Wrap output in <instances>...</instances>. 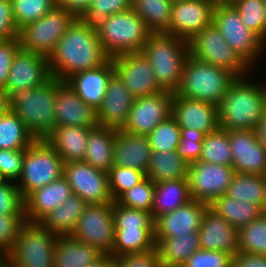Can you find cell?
Wrapping results in <instances>:
<instances>
[{
	"label": "cell",
	"mask_w": 266,
	"mask_h": 267,
	"mask_svg": "<svg viewBox=\"0 0 266 267\" xmlns=\"http://www.w3.org/2000/svg\"><path fill=\"white\" fill-rule=\"evenodd\" d=\"M155 248L154 228H115L112 257L143 253Z\"/></svg>",
	"instance_id": "cell-36"
},
{
	"label": "cell",
	"mask_w": 266,
	"mask_h": 267,
	"mask_svg": "<svg viewBox=\"0 0 266 267\" xmlns=\"http://www.w3.org/2000/svg\"><path fill=\"white\" fill-rule=\"evenodd\" d=\"M229 141L235 173L266 175V148L256 130L229 131Z\"/></svg>",
	"instance_id": "cell-19"
},
{
	"label": "cell",
	"mask_w": 266,
	"mask_h": 267,
	"mask_svg": "<svg viewBox=\"0 0 266 267\" xmlns=\"http://www.w3.org/2000/svg\"><path fill=\"white\" fill-rule=\"evenodd\" d=\"M63 176L73 194L78 195L88 204L113 202L108 173L95 169L85 161L64 163Z\"/></svg>",
	"instance_id": "cell-14"
},
{
	"label": "cell",
	"mask_w": 266,
	"mask_h": 267,
	"mask_svg": "<svg viewBox=\"0 0 266 267\" xmlns=\"http://www.w3.org/2000/svg\"><path fill=\"white\" fill-rule=\"evenodd\" d=\"M239 251L266 255V212L239 228Z\"/></svg>",
	"instance_id": "cell-41"
},
{
	"label": "cell",
	"mask_w": 266,
	"mask_h": 267,
	"mask_svg": "<svg viewBox=\"0 0 266 267\" xmlns=\"http://www.w3.org/2000/svg\"><path fill=\"white\" fill-rule=\"evenodd\" d=\"M106 54L113 58L124 53L141 52L151 32L132 9L114 13L94 24Z\"/></svg>",
	"instance_id": "cell-5"
},
{
	"label": "cell",
	"mask_w": 266,
	"mask_h": 267,
	"mask_svg": "<svg viewBox=\"0 0 266 267\" xmlns=\"http://www.w3.org/2000/svg\"><path fill=\"white\" fill-rule=\"evenodd\" d=\"M235 0H215L216 4H231Z\"/></svg>",
	"instance_id": "cell-63"
},
{
	"label": "cell",
	"mask_w": 266,
	"mask_h": 267,
	"mask_svg": "<svg viewBox=\"0 0 266 267\" xmlns=\"http://www.w3.org/2000/svg\"><path fill=\"white\" fill-rule=\"evenodd\" d=\"M208 206L207 203L192 199L174 211L158 216L154 221L155 244L161 238L191 235L199 231L203 214Z\"/></svg>",
	"instance_id": "cell-20"
},
{
	"label": "cell",
	"mask_w": 266,
	"mask_h": 267,
	"mask_svg": "<svg viewBox=\"0 0 266 267\" xmlns=\"http://www.w3.org/2000/svg\"><path fill=\"white\" fill-rule=\"evenodd\" d=\"M231 5L241 17V21L265 42L264 0H235Z\"/></svg>",
	"instance_id": "cell-45"
},
{
	"label": "cell",
	"mask_w": 266,
	"mask_h": 267,
	"mask_svg": "<svg viewBox=\"0 0 266 267\" xmlns=\"http://www.w3.org/2000/svg\"><path fill=\"white\" fill-rule=\"evenodd\" d=\"M173 3L174 0H132V10L151 33L169 34Z\"/></svg>",
	"instance_id": "cell-37"
},
{
	"label": "cell",
	"mask_w": 266,
	"mask_h": 267,
	"mask_svg": "<svg viewBox=\"0 0 266 267\" xmlns=\"http://www.w3.org/2000/svg\"><path fill=\"white\" fill-rule=\"evenodd\" d=\"M155 247L162 267H182L194 252L200 250L199 232L161 238Z\"/></svg>",
	"instance_id": "cell-31"
},
{
	"label": "cell",
	"mask_w": 266,
	"mask_h": 267,
	"mask_svg": "<svg viewBox=\"0 0 266 267\" xmlns=\"http://www.w3.org/2000/svg\"><path fill=\"white\" fill-rule=\"evenodd\" d=\"M200 249L223 251L234 255L239 251V229L221 215L206 208L199 229Z\"/></svg>",
	"instance_id": "cell-24"
},
{
	"label": "cell",
	"mask_w": 266,
	"mask_h": 267,
	"mask_svg": "<svg viewBox=\"0 0 266 267\" xmlns=\"http://www.w3.org/2000/svg\"><path fill=\"white\" fill-rule=\"evenodd\" d=\"M231 267H266V255L238 251L232 255Z\"/></svg>",
	"instance_id": "cell-58"
},
{
	"label": "cell",
	"mask_w": 266,
	"mask_h": 267,
	"mask_svg": "<svg viewBox=\"0 0 266 267\" xmlns=\"http://www.w3.org/2000/svg\"><path fill=\"white\" fill-rule=\"evenodd\" d=\"M152 151L177 150L180 144L181 128L171 115L159 123L148 135Z\"/></svg>",
	"instance_id": "cell-42"
},
{
	"label": "cell",
	"mask_w": 266,
	"mask_h": 267,
	"mask_svg": "<svg viewBox=\"0 0 266 267\" xmlns=\"http://www.w3.org/2000/svg\"><path fill=\"white\" fill-rule=\"evenodd\" d=\"M199 160L232 166L233 157L229 141V131L218 128L204 135Z\"/></svg>",
	"instance_id": "cell-40"
},
{
	"label": "cell",
	"mask_w": 266,
	"mask_h": 267,
	"mask_svg": "<svg viewBox=\"0 0 266 267\" xmlns=\"http://www.w3.org/2000/svg\"><path fill=\"white\" fill-rule=\"evenodd\" d=\"M58 235L36 222H26L5 256L13 267H54Z\"/></svg>",
	"instance_id": "cell-8"
},
{
	"label": "cell",
	"mask_w": 266,
	"mask_h": 267,
	"mask_svg": "<svg viewBox=\"0 0 266 267\" xmlns=\"http://www.w3.org/2000/svg\"><path fill=\"white\" fill-rule=\"evenodd\" d=\"M188 165L176 150L152 151L146 176L155 183L187 179Z\"/></svg>",
	"instance_id": "cell-35"
},
{
	"label": "cell",
	"mask_w": 266,
	"mask_h": 267,
	"mask_svg": "<svg viewBox=\"0 0 266 267\" xmlns=\"http://www.w3.org/2000/svg\"><path fill=\"white\" fill-rule=\"evenodd\" d=\"M71 236L112 257L115 240L113 202L88 204Z\"/></svg>",
	"instance_id": "cell-12"
},
{
	"label": "cell",
	"mask_w": 266,
	"mask_h": 267,
	"mask_svg": "<svg viewBox=\"0 0 266 267\" xmlns=\"http://www.w3.org/2000/svg\"><path fill=\"white\" fill-rule=\"evenodd\" d=\"M75 20L72 14L55 6L40 19L19 30L21 48L49 57Z\"/></svg>",
	"instance_id": "cell-11"
},
{
	"label": "cell",
	"mask_w": 266,
	"mask_h": 267,
	"mask_svg": "<svg viewBox=\"0 0 266 267\" xmlns=\"http://www.w3.org/2000/svg\"><path fill=\"white\" fill-rule=\"evenodd\" d=\"M156 183L147 176L123 192L115 201L125 207L141 209L151 213Z\"/></svg>",
	"instance_id": "cell-43"
},
{
	"label": "cell",
	"mask_w": 266,
	"mask_h": 267,
	"mask_svg": "<svg viewBox=\"0 0 266 267\" xmlns=\"http://www.w3.org/2000/svg\"><path fill=\"white\" fill-rule=\"evenodd\" d=\"M134 97L114 73L108 81L101 105L96 110L99 126L122 129L127 122Z\"/></svg>",
	"instance_id": "cell-23"
},
{
	"label": "cell",
	"mask_w": 266,
	"mask_h": 267,
	"mask_svg": "<svg viewBox=\"0 0 266 267\" xmlns=\"http://www.w3.org/2000/svg\"><path fill=\"white\" fill-rule=\"evenodd\" d=\"M172 99L173 93L165 90L135 98L122 129L132 134L148 135L159 123L171 116Z\"/></svg>",
	"instance_id": "cell-16"
},
{
	"label": "cell",
	"mask_w": 266,
	"mask_h": 267,
	"mask_svg": "<svg viewBox=\"0 0 266 267\" xmlns=\"http://www.w3.org/2000/svg\"><path fill=\"white\" fill-rule=\"evenodd\" d=\"M264 22H265V43H266V1H265V8H264Z\"/></svg>",
	"instance_id": "cell-64"
},
{
	"label": "cell",
	"mask_w": 266,
	"mask_h": 267,
	"mask_svg": "<svg viewBox=\"0 0 266 267\" xmlns=\"http://www.w3.org/2000/svg\"><path fill=\"white\" fill-rule=\"evenodd\" d=\"M204 134L195 129L181 128L180 144L177 153L187 164H192L199 160L202 151Z\"/></svg>",
	"instance_id": "cell-49"
},
{
	"label": "cell",
	"mask_w": 266,
	"mask_h": 267,
	"mask_svg": "<svg viewBox=\"0 0 266 267\" xmlns=\"http://www.w3.org/2000/svg\"><path fill=\"white\" fill-rule=\"evenodd\" d=\"M54 107L55 127L94 128L98 126L96 110L86 104L66 82L57 78Z\"/></svg>",
	"instance_id": "cell-21"
},
{
	"label": "cell",
	"mask_w": 266,
	"mask_h": 267,
	"mask_svg": "<svg viewBox=\"0 0 266 267\" xmlns=\"http://www.w3.org/2000/svg\"><path fill=\"white\" fill-rule=\"evenodd\" d=\"M215 0H174L169 35L189 41L212 24Z\"/></svg>",
	"instance_id": "cell-17"
},
{
	"label": "cell",
	"mask_w": 266,
	"mask_h": 267,
	"mask_svg": "<svg viewBox=\"0 0 266 267\" xmlns=\"http://www.w3.org/2000/svg\"><path fill=\"white\" fill-rule=\"evenodd\" d=\"M235 79L229 71L189 55L183 67L180 87L175 94L218 106Z\"/></svg>",
	"instance_id": "cell-6"
},
{
	"label": "cell",
	"mask_w": 266,
	"mask_h": 267,
	"mask_svg": "<svg viewBox=\"0 0 266 267\" xmlns=\"http://www.w3.org/2000/svg\"><path fill=\"white\" fill-rule=\"evenodd\" d=\"M151 155L152 149L147 135L117 129L113 166L130 167L146 174Z\"/></svg>",
	"instance_id": "cell-27"
},
{
	"label": "cell",
	"mask_w": 266,
	"mask_h": 267,
	"mask_svg": "<svg viewBox=\"0 0 266 267\" xmlns=\"http://www.w3.org/2000/svg\"><path fill=\"white\" fill-rule=\"evenodd\" d=\"M212 23L218 28L227 44L252 68L264 56L266 43L242 21L231 4H216Z\"/></svg>",
	"instance_id": "cell-10"
},
{
	"label": "cell",
	"mask_w": 266,
	"mask_h": 267,
	"mask_svg": "<svg viewBox=\"0 0 266 267\" xmlns=\"http://www.w3.org/2000/svg\"><path fill=\"white\" fill-rule=\"evenodd\" d=\"M64 161L45 139L35 140L24 150L22 171L16 182L25 199L34 190L63 176Z\"/></svg>",
	"instance_id": "cell-7"
},
{
	"label": "cell",
	"mask_w": 266,
	"mask_h": 267,
	"mask_svg": "<svg viewBox=\"0 0 266 267\" xmlns=\"http://www.w3.org/2000/svg\"><path fill=\"white\" fill-rule=\"evenodd\" d=\"M115 228H154L152 214L141 209L122 206L113 201Z\"/></svg>",
	"instance_id": "cell-46"
},
{
	"label": "cell",
	"mask_w": 266,
	"mask_h": 267,
	"mask_svg": "<svg viewBox=\"0 0 266 267\" xmlns=\"http://www.w3.org/2000/svg\"><path fill=\"white\" fill-rule=\"evenodd\" d=\"M192 200L187 179L169 180L156 183L154 203L151 210L153 219L172 212Z\"/></svg>",
	"instance_id": "cell-34"
},
{
	"label": "cell",
	"mask_w": 266,
	"mask_h": 267,
	"mask_svg": "<svg viewBox=\"0 0 266 267\" xmlns=\"http://www.w3.org/2000/svg\"><path fill=\"white\" fill-rule=\"evenodd\" d=\"M109 59L95 26L76 19L59 40L48 62L51 76L65 82L78 72L101 67Z\"/></svg>",
	"instance_id": "cell-1"
},
{
	"label": "cell",
	"mask_w": 266,
	"mask_h": 267,
	"mask_svg": "<svg viewBox=\"0 0 266 267\" xmlns=\"http://www.w3.org/2000/svg\"><path fill=\"white\" fill-rule=\"evenodd\" d=\"M24 150L0 149V174L6 181L17 182L22 171Z\"/></svg>",
	"instance_id": "cell-53"
},
{
	"label": "cell",
	"mask_w": 266,
	"mask_h": 267,
	"mask_svg": "<svg viewBox=\"0 0 266 267\" xmlns=\"http://www.w3.org/2000/svg\"><path fill=\"white\" fill-rule=\"evenodd\" d=\"M25 214V202L16 182L0 185V215Z\"/></svg>",
	"instance_id": "cell-50"
},
{
	"label": "cell",
	"mask_w": 266,
	"mask_h": 267,
	"mask_svg": "<svg viewBox=\"0 0 266 267\" xmlns=\"http://www.w3.org/2000/svg\"><path fill=\"white\" fill-rule=\"evenodd\" d=\"M129 9H132V0H93L88 13L82 20L94 25L107 16Z\"/></svg>",
	"instance_id": "cell-51"
},
{
	"label": "cell",
	"mask_w": 266,
	"mask_h": 267,
	"mask_svg": "<svg viewBox=\"0 0 266 267\" xmlns=\"http://www.w3.org/2000/svg\"><path fill=\"white\" fill-rule=\"evenodd\" d=\"M13 16L18 30L35 22L55 6V0H11Z\"/></svg>",
	"instance_id": "cell-44"
},
{
	"label": "cell",
	"mask_w": 266,
	"mask_h": 267,
	"mask_svg": "<svg viewBox=\"0 0 266 267\" xmlns=\"http://www.w3.org/2000/svg\"><path fill=\"white\" fill-rule=\"evenodd\" d=\"M20 48L19 38L0 41V87L2 88H5L13 57Z\"/></svg>",
	"instance_id": "cell-56"
},
{
	"label": "cell",
	"mask_w": 266,
	"mask_h": 267,
	"mask_svg": "<svg viewBox=\"0 0 266 267\" xmlns=\"http://www.w3.org/2000/svg\"><path fill=\"white\" fill-rule=\"evenodd\" d=\"M72 194V189L64 176L34 190L24 199L26 221L39 223Z\"/></svg>",
	"instance_id": "cell-25"
},
{
	"label": "cell",
	"mask_w": 266,
	"mask_h": 267,
	"mask_svg": "<svg viewBox=\"0 0 266 267\" xmlns=\"http://www.w3.org/2000/svg\"><path fill=\"white\" fill-rule=\"evenodd\" d=\"M51 77L48 57L20 48L13 57L4 89L10 96L18 89L43 85Z\"/></svg>",
	"instance_id": "cell-18"
},
{
	"label": "cell",
	"mask_w": 266,
	"mask_h": 267,
	"mask_svg": "<svg viewBox=\"0 0 266 267\" xmlns=\"http://www.w3.org/2000/svg\"><path fill=\"white\" fill-rule=\"evenodd\" d=\"M114 267H162L156 247L143 253L127 254L114 259Z\"/></svg>",
	"instance_id": "cell-54"
},
{
	"label": "cell",
	"mask_w": 266,
	"mask_h": 267,
	"mask_svg": "<svg viewBox=\"0 0 266 267\" xmlns=\"http://www.w3.org/2000/svg\"><path fill=\"white\" fill-rule=\"evenodd\" d=\"M256 133L260 143L266 148V109L263 113L261 121L256 127Z\"/></svg>",
	"instance_id": "cell-59"
},
{
	"label": "cell",
	"mask_w": 266,
	"mask_h": 267,
	"mask_svg": "<svg viewBox=\"0 0 266 267\" xmlns=\"http://www.w3.org/2000/svg\"><path fill=\"white\" fill-rule=\"evenodd\" d=\"M0 267H13V266L5 257H0Z\"/></svg>",
	"instance_id": "cell-62"
},
{
	"label": "cell",
	"mask_w": 266,
	"mask_h": 267,
	"mask_svg": "<svg viewBox=\"0 0 266 267\" xmlns=\"http://www.w3.org/2000/svg\"><path fill=\"white\" fill-rule=\"evenodd\" d=\"M234 175L232 166L201 160L189 164L187 180L192 199L210 204L226 193Z\"/></svg>",
	"instance_id": "cell-13"
},
{
	"label": "cell",
	"mask_w": 266,
	"mask_h": 267,
	"mask_svg": "<svg viewBox=\"0 0 266 267\" xmlns=\"http://www.w3.org/2000/svg\"><path fill=\"white\" fill-rule=\"evenodd\" d=\"M225 194L260 205L266 211V175L235 173Z\"/></svg>",
	"instance_id": "cell-38"
},
{
	"label": "cell",
	"mask_w": 266,
	"mask_h": 267,
	"mask_svg": "<svg viewBox=\"0 0 266 267\" xmlns=\"http://www.w3.org/2000/svg\"><path fill=\"white\" fill-rule=\"evenodd\" d=\"M93 0H55L56 7L82 19L89 11Z\"/></svg>",
	"instance_id": "cell-57"
},
{
	"label": "cell",
	"mask_w": 266,
	"mask_h": 267,
	"mask_svg": "<svg viewBox=\"0 0 266 267\" xmlns=\"http://www.w3.org/2000/svg\"><path fill=\"white\" fill-rule=\"evenodd\" d=\"M209 207L221 215L231 226L238 229L250 224L266 212L260 205L234 199L226 194L214 199Z\"/></svg>",
	"instance_id": "cell-33"
},
{
	"label": "cell",
	"mask_w": 266,
	"mask_h": 267,
	"mask_svg": "<svg viewBox=\"0 0 266 267\" xmlns=\"http://www.w3.org/2000/svg\"><path fill=\"white\" fill-rule=\"evenodd\" d=\"M180 128L195 129L204 135L219 128L218 106L173 93L172 114Z\"/></svg>",
	"instance_id": "cell-22"
},
{
	"label": "cell",
	"mask_w": 266,
	"mask_h": 267,
	"mask_svg": "<svg viewBox=\"0 0 266 267\" xmlns=\"http://www.w3.org/2000/svg\"><path fill=\"white\" fill-rule=\"evenodd\" d=\"M55 96V77L35 88L18 89L9 96L10 110L36 140L45 139L55 127Z\"/></svg>",
	"instance_id": "cell-3"
},
{
	"label": "cell",
	"mask_w": 266,
	"mask_h": 267,
	"mask_svg": "<svg viewBox=\"0 0 266 267\" xmlns=\"http://www.w3.org/2000/svg\"><path fill=\"white\" fill-rule=\"evenodd\" d=\"M103 254L70 236H59L54 251V267H84Z\"/></svg>",
	"instance_id": "cell-32"
},
{
	"label": "cell",
	"mask_w": 266,
	"mask_h": 267,
	"mask_svg": "<svg viewBox=\"0 0 266 267\" xmlns=\"http://www.w3.org/2000/svg\"><path fill=\"white\" fill-rule=\"evenodd\" d=\"M115 73L134 98L157 94L163 89L157 82L150 61L142 52L124 53L112 58Z\"/></svg>",
	"instance_id": "cell-15"
},
{
	"label": "cell",
	"mask_w": 266,
	"mask_h": 267,
	"mask_svg": "<svg viewBox=\"0 0 266 267\" xmlns=\"http://www.w3.org/2000/svg\"><path fill=\"white\" fill-rule=\"evenodd\" d=\"M35 140L12 110L0 116V149L25 150Z\"/></svg>",
	"instance_id": "cell-39"
},
{
	"label": "cell",
	"mask_w": 266,
	"mask_h": 267,
	"mask_svg": "<svg viewBox=\"0 0 266 267\" xmlns=\"http://www.w3.org/2000/svg\"><path fill=\"white\" fill-rule=\"evenodd\" d=\"M10 110V99L6 90L0 87V116Z\"/></svg>",
	"instance_id": "cell-60"
},
{
	"label": "cell",
	"mask_w": 266,
	"mask_h": 267,
	"mask_svg": "<svg viewBox=\"0 0 266 267\" xmlns=\"http://www.w3.org/2000/svg\"><path fill=\"white\" fill-rule=\"evenodd\" d=\"M88 203L72 194L65 202L49 212L39 223L58 236H70L76 229Z\"/></svg>",
	"instance_id": "cell-30"
},
{
	"label": "cell",
	"mask_w": 266,
	"mask_h": 267,
	"mask_svg": "<svg viewBox=\"0 0 266 267\" xmlns=\"http://www.w3.org/2000/svg\"><path fill=\"white\" fill-rule=\"evenodd\" d=\"M141 52L150 61L160 87L175 93L189 56L187 41L166 33H151Z\"/></svg>",
	"instance_id": "cell-4"
},
{
	"label": "cell",
	"mask_w": 266,
	"mask_h": 267,
	"mask_svg": "<svg viewBox=\"0 0 266 267\" xmlns=\"http://www.w3.org/2000/svg\"><path fill=\"white\" fill-rule=\"evenodd\" d=\"M19 30L13 16L11 0H0V41L18 38Z\"/></svg>",
	"instance_id": "cell-55"
},
{
	"label": "cell",
	"mask_w": 266,
	"mask_h": 267,
	"mask_svg": "<svg viewBox=\"0 0 266 267\" xmlns=\"http://www.w3.org/2000/svg\"><path fill=\"white\" fill-rule=\"evenodd\" d=\"M6 180L1 176V174H0V185L2 184V183H4Z\"/></svg>",
	"instance_id": "cell-65"
},
{
	"label": "cell",
	"mask_w": 266,
	"mask_h": 267,
	"mask_svg": "<svg viewBox=\"0 0 266 267\" xmlns=\"http://www.w3.org/2000/svg\"><path fill=\"white\" fill-rule=\"evenodd\" d=\"M90 129L77 126L54 127L45 140L65 163L84 161Z\"/></svg>",
	"instance_id": "cell-28"
},
{
	"label": "cell",
	"mask_w": 266,
	"mask_h": 267,
	"mask_svg": "<svg viewBox=\"0 0 266 267\" xmlns=\"http://www.w3.org/2000/svg\"><path fill=\"white\" fill-rule=\"evenodd\" d=\"M114 73V65L110 58L101 67L78 72L65 82L86 104L97 110L106 93L108 81Z\"/></svg>",
	"instance_id": "cell-26"
},
{
	"label": "cell",
	"mask_w": 266,
	"mask_h": 267,
	"mask_svg": "<svg viewBox=\"0 0 266 267\" xmlns=\"http://www.w3.org/2000/svg\"><path fill=\"white\" fill-rule=\"evenodd\" d=\"M84 267H114V258L109 255H102L98 260Z\"/></svg>",
	"instance_id": "cell-61"
},
{
	"label": "cell",
	"mask_w": 266,
	"mask_h": 267,
	"mask_svg": "<svg viewBox=\"0 0 266 267\" xmlns=\"http://www.w3.org/2000/svg\"><path fill=\"white\" fill-rule=\"evenodd\" d=\"M236 78L218 105L219 128L256 130L266 109V86L248 79Z\"/></svg>",
	"instance_id": "cell-2"
},
{
	"label": "cell",
	"mask_w": 266,
	"mask_h": 267,
	"mask_svg": "<svg viewBox=\"0 0 266 267\" xmlns=\"http://www.w3.org/2000/svg\"><path fill=\"white\" fill-rule=\"evenodd\" d=\"M187 43L191 57L225 69L236 78L248 76L249 70L251 72L253 69L227 44L213 23L193 36Z\"/></svg>",
	"instance_id": "cell-9"
},
{
	"label": "cell",
	"mask_w": 266,
	"mask_h": 267,
	"mask_svg": "<svg viewBox=\"0 0 266 267\" xmlns=\"http://www.w3.org/2000/svg\"><path fill=\"white\" fill-rule=\"evenodd\" d=\"M108 176L110 193L113 201H115L123 192L142 181L146 174L130 167L112 166Z\"/></svg>",
	"instance_id": "cell-47"
},
{
	"label": "cell",
	"mask_w": 266,
	"mask_h": 267,
	"mask_svg": "<svg viewBox=\"0 0 266 267\" xmlns=\"http://www.w3.org/2000/svg\"><path fill=\"white\" fill-rule=\"evenodd\" d=\"M232 255L223 251L197 250L182 267H231Z\"/></svg>",
	"instance_id": "cell-52"
},
{
	"label": "cell",
	"mask_w": 266,
	"mask_h": 267,
	"mask_svg": "<svg viewBox=\"0 0 266 267\" xmlns=\"http://www.w3.org/2000/svg\"><path fill=\"white\" fill-rule=\"evenodd\" d=\"M117 129L97 126L88 133L84 161L95 169L109 172L113 166V155Z\"/></svg>",
	"instance_id": "cell-29"
},
{
	"label": "cell",
	"mask_w": 266,
	"mask_h": 267,
	"mask_svg": "<svg viewBox=\"0 0 266 267\" xmlns=\"http://www.w3.org/2000/svg\"><path fill=\"white\" fill-rule=\"evenodd\" d=\"M26 222L25 214L0 215V257L11 251Z\"/></svg>",
	"instance_id": "cell-48"
}]
</instances>
